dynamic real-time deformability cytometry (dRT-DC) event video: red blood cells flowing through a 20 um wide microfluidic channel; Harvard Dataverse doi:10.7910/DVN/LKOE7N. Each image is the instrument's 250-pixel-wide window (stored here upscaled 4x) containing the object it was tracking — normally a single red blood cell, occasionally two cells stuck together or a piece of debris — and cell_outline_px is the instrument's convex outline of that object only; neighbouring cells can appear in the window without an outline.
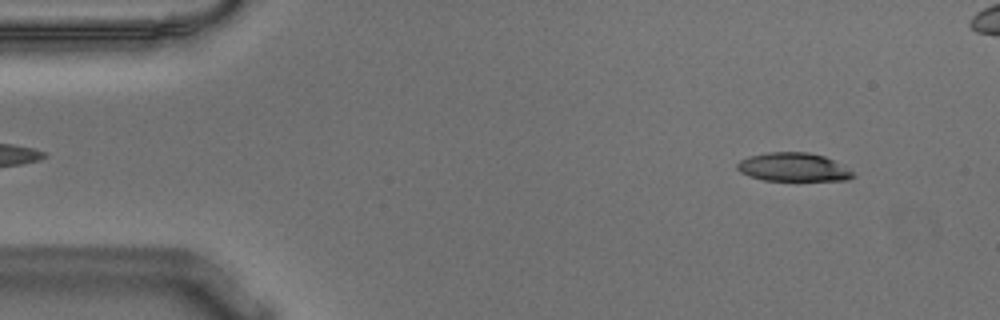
{"species": "Egyptian fruit bat (a non-hibernating species)", "species_latin": "Rousettus aegyptiacus", "temperature_condition": "warm", "stored_images_in_passage": 55, "camera_frame_rate_fps": 3000, "um_per_image_px": 0.085, "animal": {"sex": "male"}, "frame": {"image": 1, "passage_image": 5, "time_ms": 1.333, "image_size_px": [1000, 320], "cell_outline_px": [[856, 176], [848, 180], [764, 180], [748, 176], [740, 172], [736, 168], [736, 164], [740, 160], [748, 156], [768, 152], [808, 152], [824, 156], [832, 160], [852, 172]], "centroid_in_image_um": [67.37, 14.2], "position_along_channel_um": 17.6, "area_um2": 19.13}}
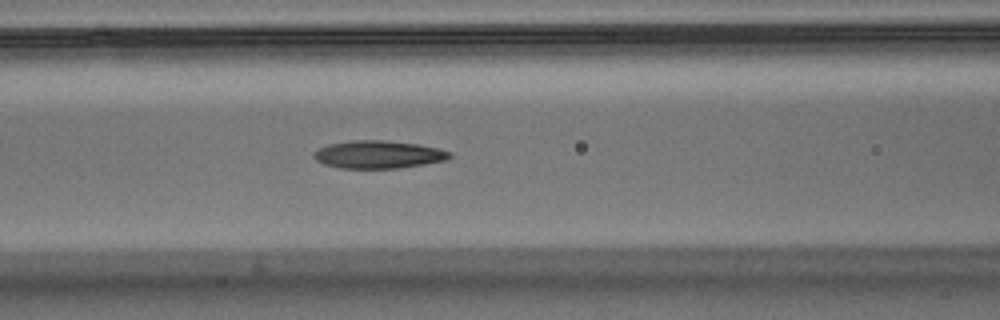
{"frame": {"image": 2, "passage_image": 22, "time_ms": 7.0, "image_size_px": [1000, 320], "cell_outline_px": [[452, 156], [444, 160], [424, 164], [400, 168], [340, 168], [324, 164], [316, 160], [316, 152], [320, 148], [328, 144], [352, 140], [384, 140], [420, 144], [440, 148], [452, 152]], "centroid_in_image_um": [32.22, 13.12], "position_along_channel_um": 134.4, "area_um2": 21.91}}
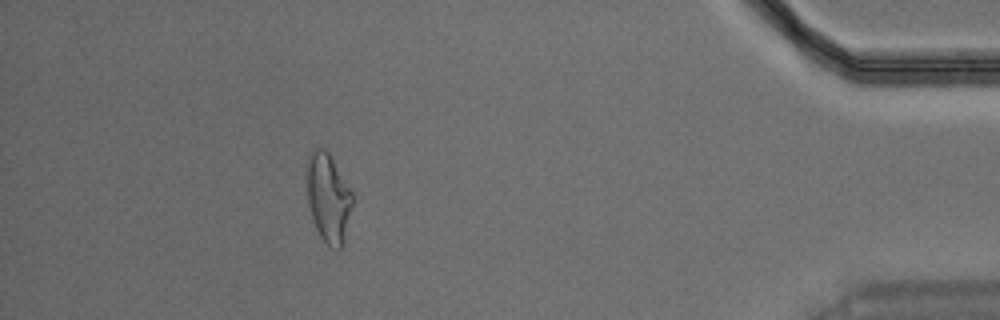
{"frame": {"image": 3, "passage_image": 49, "time_ms": 16.0, "image_size_px": [1000, 320], "cell_outline_px": [[352, 204], [344, 244], [336, 252], [320, 236], [312, 220], [308, 204], [304, 176], [308, 156], [316, 148], [324, 148], [328, 152], [352, 192]], "centroid_in_image_um": [27.86, 16.83], "position_along_channel_um": 407.3, "area_um2": 23.99}, "authors_computed_cell_mechanics": {"area_um2": 21.675, "velocity_mm_per_s": 3.632, "shape_relaxation_time_tau1_ms": null, "shape_relaxation_time_tau2_ms": 3.3147, "deformation_change_tau1": null, "deformation_change_tau2": 0.1321}}